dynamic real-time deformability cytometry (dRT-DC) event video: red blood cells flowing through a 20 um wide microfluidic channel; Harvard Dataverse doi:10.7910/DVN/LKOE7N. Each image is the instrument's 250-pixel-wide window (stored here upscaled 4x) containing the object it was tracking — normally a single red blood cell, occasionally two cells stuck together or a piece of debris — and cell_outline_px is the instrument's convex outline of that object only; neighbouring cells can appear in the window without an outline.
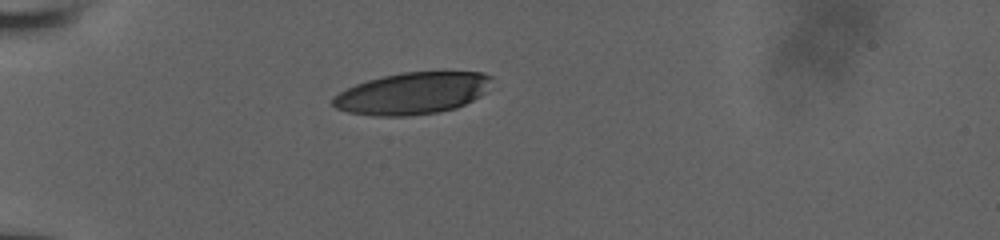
{"species": "human", "species_latin": "Homo sapiens", "temperature_condition": "room temperature", "stored_images_in_passage": 3, "camera_frame_rate_fps": 3000, "um_per_image_px": 0.085, "donor": {"sex": "male"}, "frame": {"image": 1, "passage_image": 1, "time_ms": 0.0, "image_size_px": [1000, 240], "cell_outline_px": [[492, 76], [484, 92], [480, 96], [456, 108], [436, 112], [408, 116], [372, 116], [348, 112], [336, 108], [332, 104], [332, 96], [356, 84], [368, 80], [384, 76], [404, 72], [484, 72]], "centroid_in_image_um": [35.02, 7.94], "position_along_channel_um": 50.0, "area_um2": 38.44}}
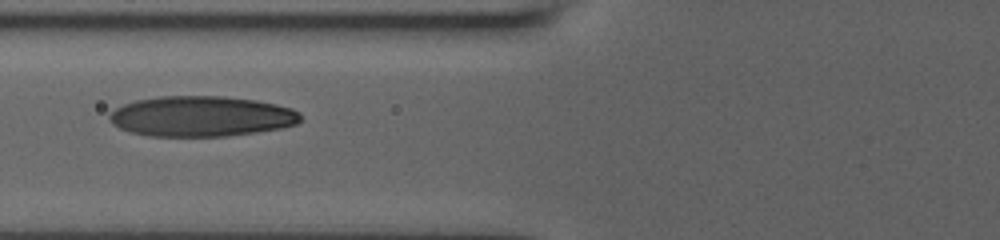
{"frame": {"image": 2, "passage_image": 3, "time_ms": 2.333, "image_size_px": [1000, 240], "cell_outline_px": [[304, 120], [296, 124], [280, 128], [256, 132], [228, 136], [152, 136], [132, 132], [120, 128], [108, 116], [116, 108], [124, 104], [136, 100], [160, 96], [224, 96], [256, 100], [276, 104], [292, 108], [300, 112]], "centroid_in_image_um": [17.19, 9.88], "position_along_channel_um": 108.6, "area_um2": 44.97}}